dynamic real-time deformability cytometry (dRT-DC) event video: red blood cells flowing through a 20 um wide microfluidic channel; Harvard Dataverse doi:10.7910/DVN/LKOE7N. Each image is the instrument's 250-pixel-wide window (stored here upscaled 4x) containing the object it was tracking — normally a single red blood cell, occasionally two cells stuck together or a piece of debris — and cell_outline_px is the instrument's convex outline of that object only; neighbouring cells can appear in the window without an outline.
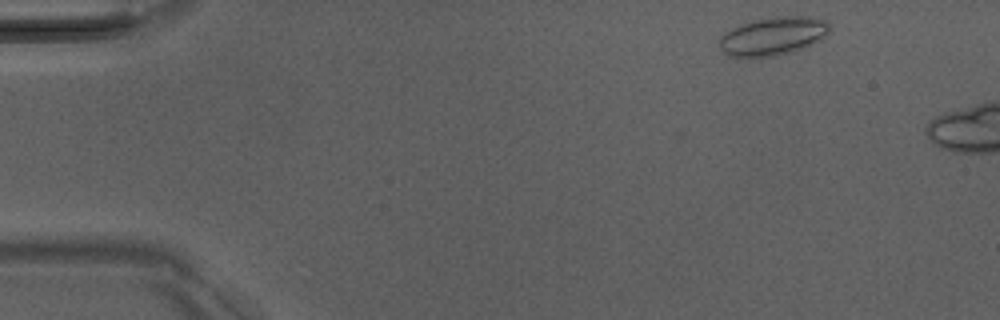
{"species": "Egyptian fruit bat (a non-hibernating species)", "species_latin": "Rousettus aegyptiacus", "temperature_condition": "room temperature", "stored_images_in_passage": 7, "camera_frame_rate_fps": 3000, "um_per_image_px": 0.085, "animal": {"sex": "male"}, "frame": {"image": 1, "passage_image": 2, "time_ms": 0.333, "image_size_px": [1000, 320], "cell_outline_px": [[828, 32], [824, 36], [812, 44], [804, 48], [792, 52], [776, 56], [728, 56], [720, 48], [720, 36], [724, 32], [740, 24], [752, 20], [784, 16], [812, 16], [824, 20], [828, 24]], "centroid_in_image_um": [65.69, 3.06], "position_along_channel_um": 19.3, "area_um2": 24.39}}